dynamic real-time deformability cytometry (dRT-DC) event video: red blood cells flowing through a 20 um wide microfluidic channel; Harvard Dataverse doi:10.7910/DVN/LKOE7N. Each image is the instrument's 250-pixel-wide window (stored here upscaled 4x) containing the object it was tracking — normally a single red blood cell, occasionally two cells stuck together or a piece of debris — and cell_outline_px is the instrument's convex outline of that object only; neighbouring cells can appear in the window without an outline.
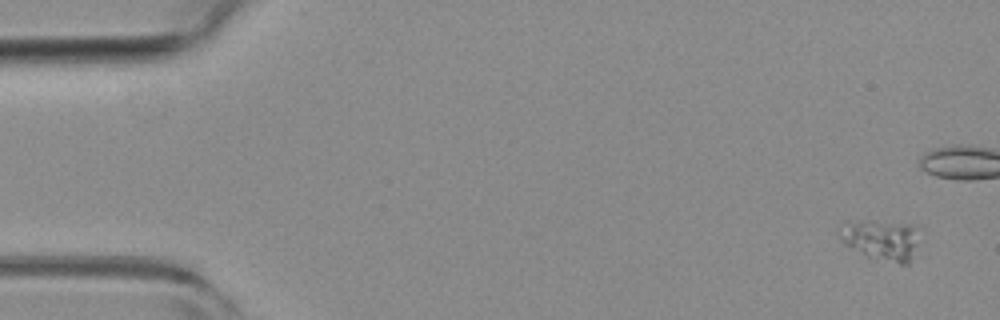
{"species": "common noctule bat (a hibernating species)", "species_latin": "Nyctalus noctula", "temperature_condition": "room temperature", "stored_images_in_passage": 6, "camera_frame_rate_fps": 3000, "um_per_image_px": 0.085, "animal": {"sex": "female", "body_mass_g": 19.3, "forearm_length_mm": 54.1}, "frame": {"image": 1, "passage_image": 1, "time_ms": 0.0, "image_size_px": [1000, 320], "cell_outline_px": [[916, 244], [908, 264], [900, 264], [868, 256], [844, 244], [836, 232], [836, 228], [844, 220], [872, 220], [916, 224]], "centroid_in_image_um": [74.8, 20.31], "position_along_channel_um": 10.2, "area_um2": 19.13}}